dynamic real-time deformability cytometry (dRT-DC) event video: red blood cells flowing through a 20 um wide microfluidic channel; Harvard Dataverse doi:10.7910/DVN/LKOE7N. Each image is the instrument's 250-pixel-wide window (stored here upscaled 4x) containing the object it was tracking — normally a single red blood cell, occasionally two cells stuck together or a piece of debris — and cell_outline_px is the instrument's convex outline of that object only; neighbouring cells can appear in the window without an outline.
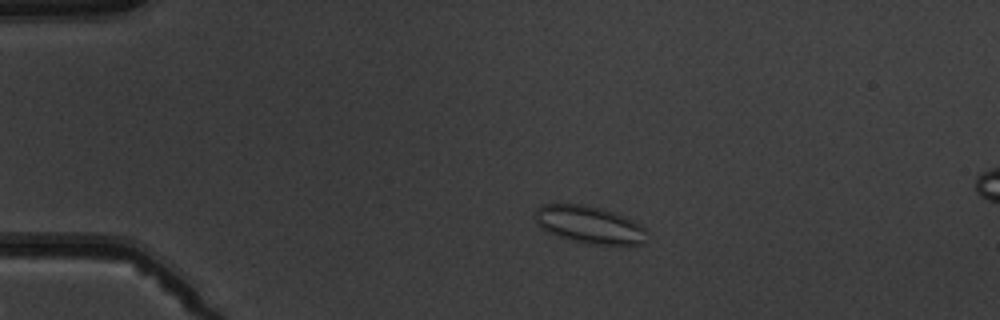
{"species": "common noctule bat (a hibernating species)", "species_latin": "Nyctalus noctula", "temperature_condition": "warm", "stored_images_in_passage": 3, "camera_frame_rate_fps": 3000, "um_per_image_px": 0.085, "animal": {"sex": "male", "body_mass_g": 19.5, "forearm_length_mm": 54.6}, "frame": {"image": 1, "passage_image": 2, "time_ms": 1.333, "image_size_px": [1000, 320], "cell_outline_px": [[644, 244], [584, 244], [548, 232], [540, 228], [536, 224], [536, 208], [540, 204], [580, 204], [616, 212], [640, 224], [644, 228]], "centroid_in_image_um": [50.05, 19.09], "position_along_channel_um": 35.0, "area_um2": 24.16}}